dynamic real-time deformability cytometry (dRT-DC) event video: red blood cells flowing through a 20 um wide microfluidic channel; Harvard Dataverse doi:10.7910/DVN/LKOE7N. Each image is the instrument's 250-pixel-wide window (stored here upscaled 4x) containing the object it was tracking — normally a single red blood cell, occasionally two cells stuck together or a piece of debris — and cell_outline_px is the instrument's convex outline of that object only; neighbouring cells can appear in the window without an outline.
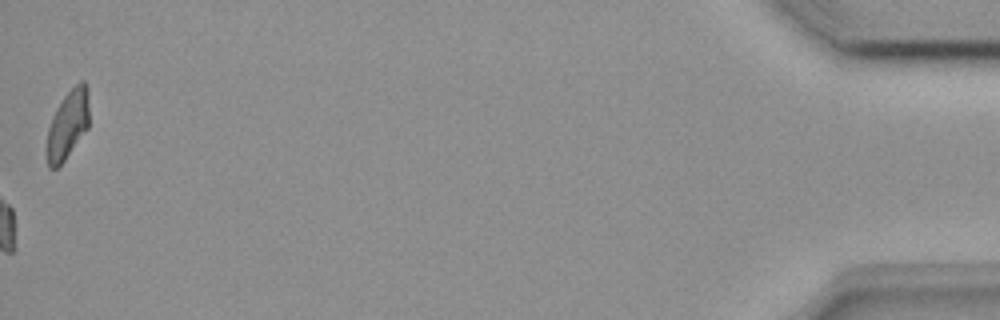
{"species": "common noctule bat (a hibernating species)", "species_latin": "Nyctalus noctula", "temperature_condition": "room temperature", "stored_images_in_passage": 51, "camera_frame_rate_fps": 3000, "um_per_image_px": 0.085, "animal": {"sex": "female", "body_mass_g": 18.4}, "frame": {"image": 1, "passage_image": 51, "time_ms": 16.667, "image_size_px": [1000, 320], "cell_outline_px": [[88, 128], [64, 160], [56, 168], [48, 168], [48, 128], [52, 116], [56, 108], [64, 96], [80, 80], [84, 80], [88, 88]], "centroid_in_image_um": [5.78, 10.54], "position_along_channel_um": 429.4, "area_um2": 16.59}}